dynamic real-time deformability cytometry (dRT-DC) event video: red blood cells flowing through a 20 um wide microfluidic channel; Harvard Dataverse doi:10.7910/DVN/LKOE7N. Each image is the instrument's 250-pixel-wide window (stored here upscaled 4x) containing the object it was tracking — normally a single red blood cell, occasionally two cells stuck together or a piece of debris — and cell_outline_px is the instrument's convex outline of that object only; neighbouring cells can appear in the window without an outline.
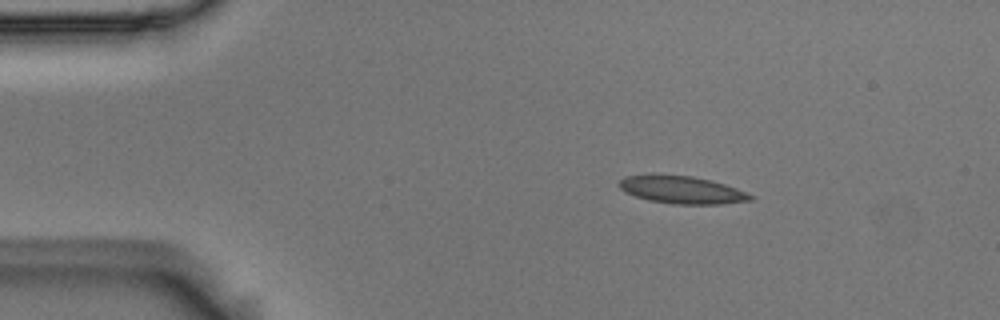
{"species": "Egyptian fruit bat (a non-hibernating species)", "species_latin": "Rousettus aegyptiacus", "temperature_condition": "room temperature", "stored_images_in_passage": 4, "camera_frame_rate_fps": 3000, "um_per_image_px": 0.085, "animal": {"sex": "male"}, "frame": {"image": 1, "passage_image": 2, "time_ms": 0.333, "image_size_px": [1000, 320], "cell_outline_px": [[756, 196], [752, 200], [720, 204], [672, 204], [648, 200], [624, 192], [616, 184], [624, 176], [652, 172], [692, 176], [712, 180], [736, 188]], "centroid_in_image_um": [57.88, 16.1], "position_along_channel_um": 27.1, "area_um2": 21.79}}
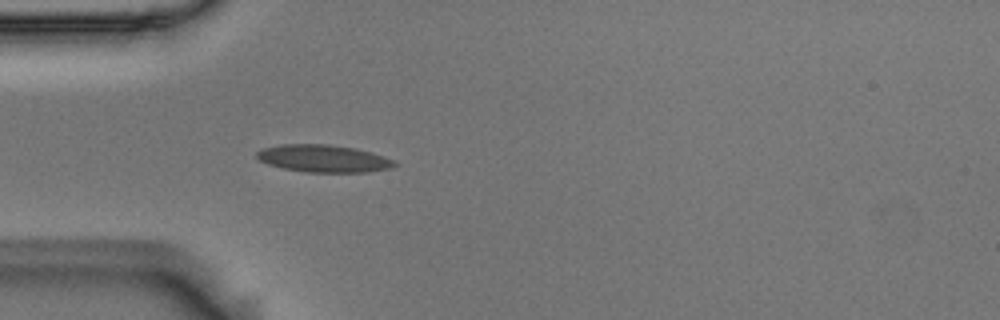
{"frame": {"image": 2, "passage_image": 4, "time_ms": 1.0, "image_size_px": [1000, 320], "cell_outline_px": [[396, 164], [392, 168], [368, 172], [308, 172], [284, 168], [268, 164], [260, 160], [256, 156], [256, 152], [264, 148], [280, 144], [328, 144], [356, 148], [372, 152], [396, 160]], "centroid_in_image_um": [27.54, 13.47], "position_along_channel_um": 57.5, "area_um2": 22.02}}